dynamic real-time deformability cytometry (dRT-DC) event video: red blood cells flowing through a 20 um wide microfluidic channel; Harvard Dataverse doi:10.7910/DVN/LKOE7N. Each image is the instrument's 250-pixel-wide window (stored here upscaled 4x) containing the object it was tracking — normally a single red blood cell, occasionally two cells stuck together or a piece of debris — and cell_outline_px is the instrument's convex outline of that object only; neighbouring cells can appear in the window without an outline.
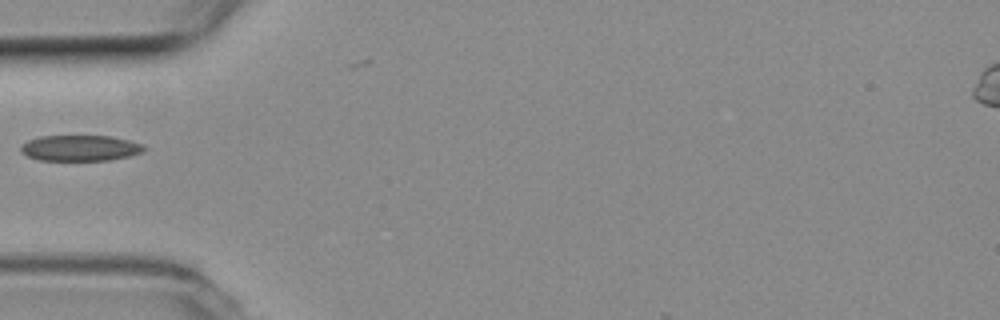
{"species": "common noctule bat (a hibernating species)", "species_latin": "Nyctalus noctula", "temperature_condition": "room temperature", "stored_images_in_passage": 35, "camera_frame_rate_fps": 3000, "um_per_image_px": 0.085, "animal": {"sex": "female", "body_mass_g": 19.3, "forearm_length_mm": 54.1}, "frame": {"image": 1, "passage_image": 1, "time_ms": 0.0, "image_size_px": [1000, 320], "cell_outline_px": [[148, 148], [144, 152], [112, 160], [40, 160], [28, 156], [20, 152], [20, 148], [28, 140], [40, 136], [108, 136], [128, 140], [144, 144]], "centroid_in_image_um": [6.86, 12.58], "position_along_channel_um": 78.1, "area_um2": 18.55}}
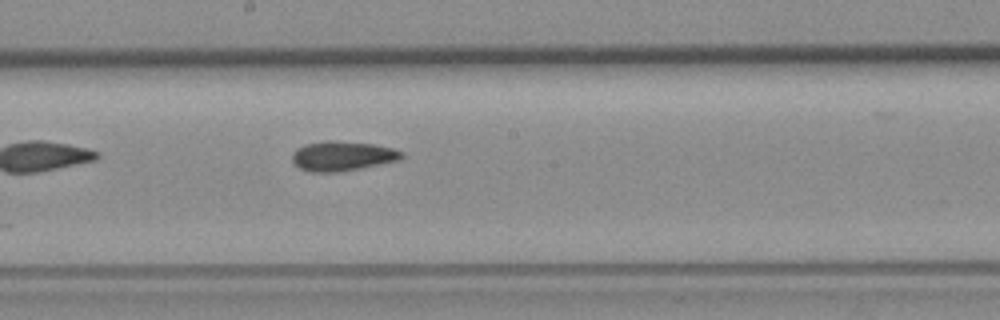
{"frame": {"image": 2, "passage_image": 12, "time_ms": 3.667, "image_size_px": [1000, 320], "cell_outline_px": [[404, 156], [400, 160], [360, 168], [336, 172], [308, 172], [300, 168], [292, 160], [292, 152], [296, 148], [304, 144], [328, 140], [332, 140], [372, 144], [392, 148], [404, 152]], "centroid_in_image_um": [29.08, 13.26], "position_along_channel_um": 219.1, "area_um2": 18.96}}
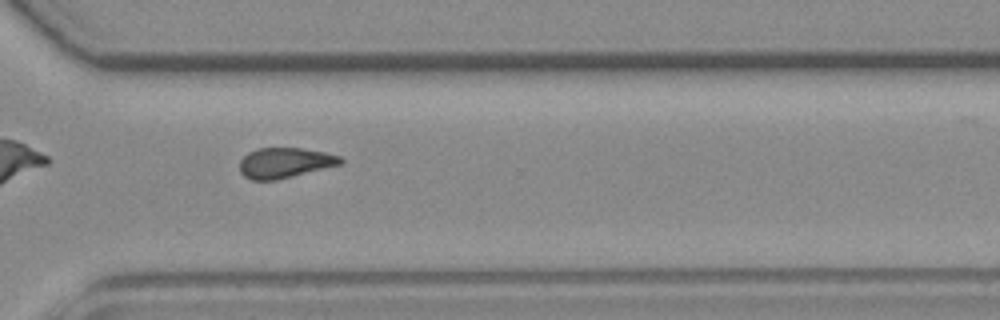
{"frame": {"image": 3, "passage_image": 22, "time_ms": 7.0, "image_size_px": [1000, 320], "cell_outline_px": [[344, 164], [276, 180], [252, 180], [244, 176], [240, 172], [240, 160], [248, 152], [256, 148], [300, 148], [324, 152], [340, 156], [344, 160]], "centroid_in_image_um": [24.23, 13.84], "position_along_channel_um": 346.4, "area_um2": 17.92}}